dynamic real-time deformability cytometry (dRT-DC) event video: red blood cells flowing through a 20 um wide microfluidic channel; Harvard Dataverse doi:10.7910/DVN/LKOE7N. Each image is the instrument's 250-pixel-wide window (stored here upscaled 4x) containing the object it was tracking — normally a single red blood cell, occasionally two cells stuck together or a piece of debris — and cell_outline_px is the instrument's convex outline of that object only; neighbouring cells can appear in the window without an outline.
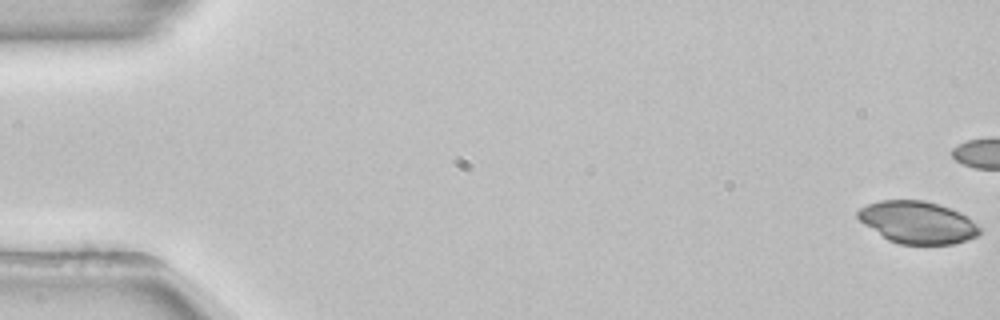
{"species": "common noctule bat (a hibernating species)", "species_latin": "Nyctalus noctula", "temperature_condition": "room temperature", "stored_images_in_passage": 43, "camera_frame_rate_fps": 3000, "um_per_image_px": 0.085, "animal": {"sex": "female", "body_mass_g": 22.7, "forearm_length_mm": 54.2}, "frame": {"image": 1, "passage_image": 1, "time_ms": 0.0, "image_size_px": [1000, 320], "cell_outline_px": [[984, 232], [968, 240], [952, 244], [900, 244], [888, 240], [864, 224], [856, 216], [856, 212], [860, 208], [868, 204], [880, 200], [924, 200], [960, 212], [972, 220]], "centroid_in_image_um": [78.0, 18.9], "position_along_channel_um": 7.0, "area_um2": 29.88}}